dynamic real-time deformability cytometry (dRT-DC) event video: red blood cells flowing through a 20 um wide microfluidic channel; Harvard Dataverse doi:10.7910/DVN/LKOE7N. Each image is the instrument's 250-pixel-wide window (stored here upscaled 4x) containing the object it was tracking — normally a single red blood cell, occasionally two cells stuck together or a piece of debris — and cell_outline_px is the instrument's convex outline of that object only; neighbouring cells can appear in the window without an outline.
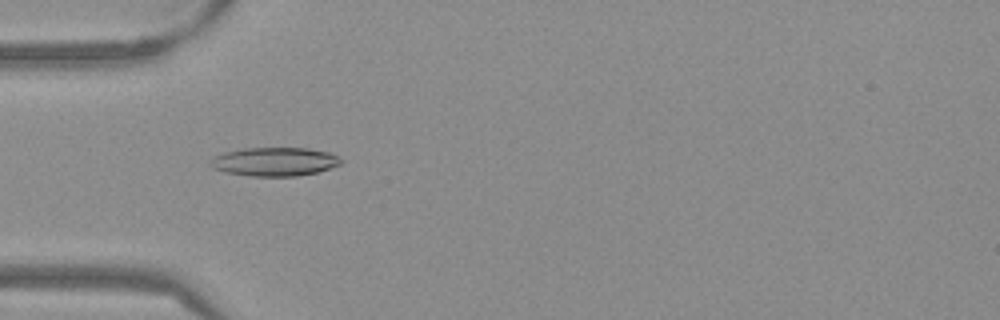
{"species": "Egyptian fruit bat (a non-hibernating species)", "species_latin": "Rousettus aegyptiacus", "temperature_condition": "warm", "stored_images_in_passage": 53, "camera_frame_rate_fps": 3000, "um_per_image_px": 0.085, "frame": {"image": 1, "passage_image": 17, "time_ms": 5.333, "image_size_px": [1000, 320], "cell_outline_px": [[344, 160], [340, 164], [332, 168], [316, 172], [296, 176], [252, 176], [224, 172], [212, 168], [208, 164], [208, 160], [212, 156], [224, 152], [240, 148], [308, 148], [328, 152]], "centroid_in_image_um": [23.28, 13.74], "position_along_channel_um": 61.7, "area_um2": 22.08}}
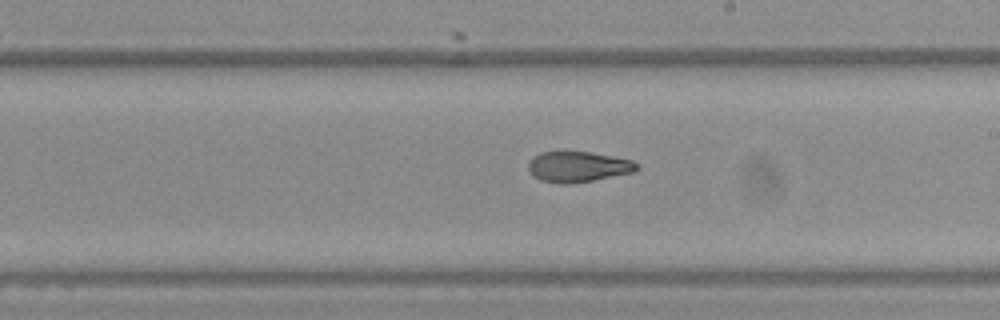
{"frame": {"image": 2, "passage_image": 31, "time_ms": 10.0, "image_size_px": [1000, 320], "cell_outline_px": [[640, 168], [632, 172], [592, 180], [564, 184], [560, 184], [540, 180], [528, 168], [528, 164], [532, 156], [540, 152], [560, 148], [592, 152], [632, 160], [640, 164]], "centroid_in_image_um": [49.1, 14.11], "position_along_channel_um": 239.9, "area_um2": 19.88}}
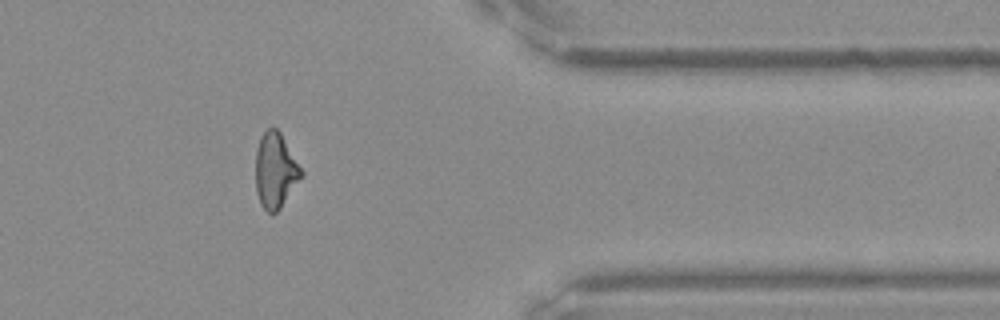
{"frame": {"image": 3, "passage_image": 44, "time_ms": 14.333, "image_size_px": [1000, 320], "cell_outline_px": [[304, 176], [280, 208], [276, 212], [268, 212], [260, 204], [256, 192], [256, 148], [260, 136], [268, 128], [276, 128], [280, 132], [304, 172]], "centroid_in_image_um": [23.42, 14.49], "position_along_channel_um": 388.0, "area_um2": 20.11}, "authors_computed_cell_mechanics": {"area_um2": 20.4034, "velocity_mm_per_s": 3.8431, "shape_relaxation_time_tau1_ms": null, "shape_relaxation_time_tau2_ms": 3.5673, "deformation_change_tau1": null, "deformation_change_tau2": 0.097}}